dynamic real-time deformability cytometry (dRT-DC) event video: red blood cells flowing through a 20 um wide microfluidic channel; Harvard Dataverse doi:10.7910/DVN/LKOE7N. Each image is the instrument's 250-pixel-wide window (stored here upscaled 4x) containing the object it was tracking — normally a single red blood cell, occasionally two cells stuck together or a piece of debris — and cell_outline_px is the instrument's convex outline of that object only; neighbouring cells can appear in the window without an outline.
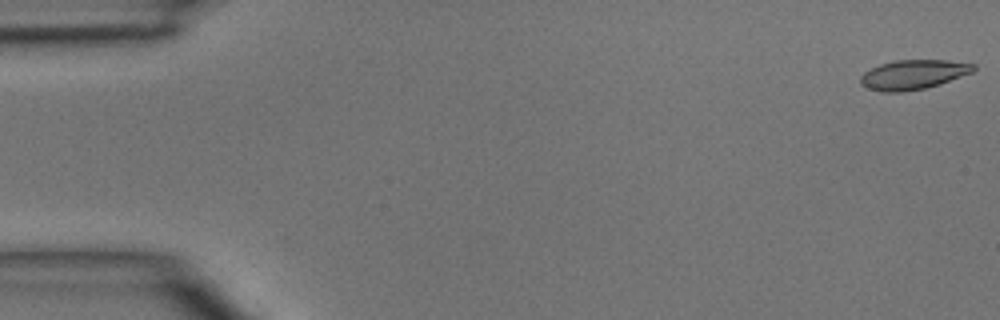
{"species": "common noctule bat (a hibernating species)", "species_latin": "Nyctalus noctula", "temperature_condition": "room temperature", "stored_images_in_passage": 9, "camera_frame_rate_fps": 3000, "um_per_image_px": 0.085, "animal": {"sex": "male", "body_mass_g": 15.6}, "frame": {"image": 1, "passage_image": 1, "time_ms": 0.0, "image_size_px": [1000, 320], "cell_outline_px": [[976, 68], [972, 72], [940, 84], [924, 88], [900, 92], [880, 92], [868, 88], [860, 84], [860, 76], [864, 72], [880, 64], [896, 60], [944, 60], [976, 64]], "centroid_in_image_um": [77.61, 6.34], "position_along_channel_um": 7.4, "area_um2": 19.36}}